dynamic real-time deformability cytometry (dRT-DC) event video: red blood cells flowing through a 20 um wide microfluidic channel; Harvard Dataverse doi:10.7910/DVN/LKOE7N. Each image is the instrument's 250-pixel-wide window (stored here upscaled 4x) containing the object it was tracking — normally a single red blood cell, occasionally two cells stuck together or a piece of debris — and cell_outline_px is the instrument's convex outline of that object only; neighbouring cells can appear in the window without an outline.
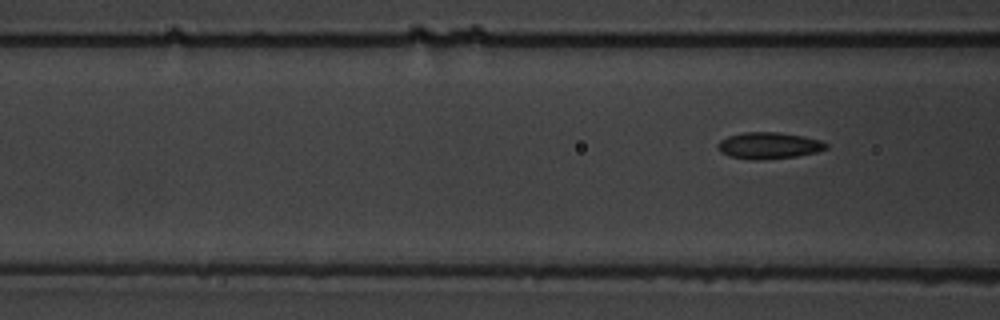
{"species": "common noctule bat (a hibernating species)", "species_latin": "Nyctalus noctula", "temperature_condition": "warm", "stored_images_in_passage": 7, "camera_frame_rate_fps": 3000, "um_per_image_px": 0.085, "animal": {"sex": "male", "body_mass_g": 19.5, "forearm_length_mm": 54.6}, "frame": {"image": 1, "passage_image": 7, "time_ms": 8.0, "image_size_px": [1000, 320], "cell_outline_px": [[828, 148], [816, 152], [796, 156], [760, 160], [752, 160], [728, 156], [720, 152], [716, 144], [720, 140], [728, 136], [744, 132], [776, 132], [804, 136], [820, 140], [828, 144]], "centroid_in_image_um": [65.32, 12.37], "position_along_channel_um": 101.3, "area_um2": 16.82}}